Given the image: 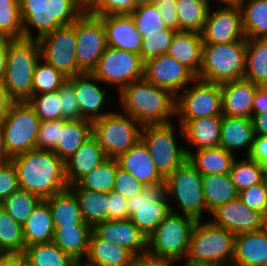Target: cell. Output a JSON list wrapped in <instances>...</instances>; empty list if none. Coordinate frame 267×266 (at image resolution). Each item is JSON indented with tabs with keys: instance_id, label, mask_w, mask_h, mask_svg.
Masks as SVG:
<instances>
[{
	"instance_id": "44dd1931",
	"label": "cell",
	"mask_w": 267,
	"mask_h": 266,
	"mask_svg": "<svg viewBox=\"0 0 267 266\" xmlns=\"http://www.w3.org/2000/svg\"><path fill=\"white\" fill-rule=\"evenodd\" d=\"M99 17L105 29L107 46L140 55L143 38L130 14Z\"/></svg>"
},
{
	"instance_id": "8c879c8a",
	"label": "cell",
	"mask_w": 267,
	"mask_h": 266,
	"mask_svg": "<svg viewBox=\"0 0 267 266\" xmlns=\"http://www.w3.org/2000/svg\"><path fill=\"white\" fill-rule=\"evenodd\" d=\"M136 6L154 3V0H135Z\"/></svg>"
},
{
	"instance_id": "4dcf8cb0",
	"label": "cell",
	"mask_w": 267,
	"mask_h": 266,
	"mask_svg": "<svg viewBox=\"0 0 267 266\" xmlns=\"http://www.w3.org/2000/svg\"><path fill=\"white\" fill-rule=\"evenodd\" d=\"M92 228L84 221L79 225L55 227L52 242L79 264L87 256Z\"/></svg>"
},
{
	"instance_id": "bcb514c9",
	"label": "cell",
	"mask_w": 267,
	"mask_h": 266,
	"mask_svg": "<svg viewBox=\"0 0 267 266\" xmlns=\"http://www.w3.org/2000/svg\"><path fill=\"white\" fill-rule=\"evenodd\" d=\"M42 201L38 196L24 190L17 189L1 204L5 211L21 226H23L32 211Z\"/></svg>"
},
{
	"instance_id": "680465c9",
	"label": "cell",
	"mask_w": 267,
	"mask_h": 266,
	"mask_svg": "<svg viewBox=\"0 0 267 266\" xmlns=\"http://www.w3.org/2000/svg\"><path fill=\"white\" fill-rule=\"evenodd\" d=\"M128 200L115 191L108 193L107 219L110 220H127Z\"/></svg>"
},
{
	"instance_id": "03108f58",
	"label": "cell",
	"mask_w": 267,
	"mask_h": 266,
	"mask_svg": "<svg viewBox=\"0 0 267 266\" xmlns=\"http://www.w3.org/2000/svg\"><path fill=\"white\" fill-rule=\"evenodd\" d=\"M26 264L23 253H4L0 257V266H26Z\"/></svg>"
},
{
	"instance_id": "d6986e66",
	"label": "cell",
	"mask_w": 267,
	"mask_h": 266,
	"mask_svg": "<svg viewBox=\"0 0 267 266\" xmlns=\"http://www.w3.org/2000/svg\"><path fill=\"white\" fill-rule=\"evenodd\" d=\"M210 215L213 224L235 235L258 231L267 226V219L260 212L247 207L239 198L218 206Z\"/></svg>"
},
{
	"instance_id": "b9f144b4",
	"label": "cell",
	"mask_w": 267,
	"mask_h": 266,
	"mask_svg": "<svg viewBox=\"0 0 267 266\" xmlns=\"http://www.w3.org/2000/svg\"><path fill=\"white\" fill-rule=\"evenodd\" d=\"M209 7L211 6L205 0H177L176 11L179 31L201 33Z\"/></svg>"
},
{
	"instance_id": "a7ac6f4b",
	"label": "cell",
	"mask_w": 267,
	"mask_h": 266,
	"mask_svg": "<svg viewBox=\"0 0 267 266\" xmlns=\"http://www.w3.org/2000/svg\"><path fill=\"white\" fill-rule=\"evenodd\" d=\"M7 63V40L0 39V82H3Z\"/></svg>"
},
{
	"instance_id": "e575fe53",
	"label": "cell",
	"mask_w": 267,
	"mask_h": 266,
	"mask_svg": "<svg viewBox=\"0 0 267 266\" xmlns=\"http://www.w3.org/2000/svg\"><path fill=\"white\" fill-rule=\"evenodd\" d=\"M77 198L83 221L93 228L107 220L108 193L94 192L79 187L76 183L68 186Z\"/></svg>"
},
{
	"instance_id": "83f0119b",
	"label": "cell",
	"mask_w": 267,
	"mask_h": 266,
	"mask_svg": "<svg viewBox=\"0 0 267 266\" xmlns=\"http://www.w3.org/2000/svg\"><path fill=\"white\" fill-rule=\"evenodd\" d=\"M252 118L232 117L222 115L220 147L233 153L236 150L247 148L249 155L254 141Z\"/></svg>"
},
{
	"instance_id": "7402d4cb",
	"label": "cell",
	"mask_w": 267,
	"mask_h": 266,
	"mask_svg": "<svg viewBox=\"0 0 267 266\" xmlns=\"http://www.w3.org/2000/svg\"><path fill=\"white\" fill-rule=\"evenodd\" d=\"M220 87L223 115L252 118V105L259 86L241 78L224 82Z\"/></svg>"
},
{
	"instance_id": "4fadbf2b",
	"label": "cell",
	"mask_w": 267,
	"mask_h": 266,
	"mask_svg": "<svg viewBox=\"0 0 267 266\" xmlns=\"http://www.w3.org/2000/svg\"><path fill=\"white\" fill-rule=\"evenodd\" d=\"M131 222L148 238L171 212L165 183L144 186L141 193L128 200Z\"/></svg>"
},
{
	"instance_id": "4316f807",
	"label": "cell",
	"mask_w": 267,
	"mask_h": 266,
	"mask_svg": "<svg viewBox=\"0 0 267 266\" xmlns=\"http://www.w3.org/2000/svg\"><path fill=\"white\" fill-rule=\"evenodd\" d=\"M180 134L195 149L211 148L220 145L222 116L179 120Z\"/></svg>"
},
{
	"instance_id": "11a10c76",
	"label": "cell",
	"mask_w": 267,
	"mask_h": 266,
	"mask_svg": "<svg viewBox=\"0 0 267 266\" xmlns=\"http://www.w3.org/2000/svg\"><path fill=\"white\" fill-rule=\"evenodd\" d=\"M238 198L247 207L260 212L267 219V198L264 182L240 191Z\"/></svg>"
},
{
	"instance_id": "f546056e",
	"label": "cell",
	"mask_w": 267,
	"mask_h": 266,
	"mask_svg": "<svg viewBox=\"0 0 267 266\" xmlns=\"http://www.w3.org/2000/svg\"><path fill=\"white\" fill-rule=\"evenodd\" d=\"M134 255L125 247L98 238L93 232L89 237L85 266H130Z\"/></svg>"
},
{
	"instance_id": "d6a6232c",
	"label": "cell",
	"mask_w": 267,
	"mask_h": 266,
	"mask_svg": "<svg viewBox=\"0 0 267 266\" xmlns=\"http://www.w3.org/2000/svg\"><path fill=\"white\" fill-rule=\"evenodd\" d=\"M54 222L52 212L45 200H42L23 225L26 247L33 244L48 243L53 240Z\"/></svg>"
},
{
	"instance_id": "ac0fdd59",
	"label": "cell",
	"mask_w": 267,
	"mask_h": 266,
	"mask_svg": "<svg viewBox=\"0 0 267 266\" xmlns=\"http://www.w3.org/2000/svg\"><path fill=\"white\" fill-rule=\"evenodd\" d=\"M144 78L177 96L179 90H184L188 83L197 77L175 58L162 54L144 62Z\"/></svg>"
},
{
	"instance_id": "003e7915",
	"label": "cell",
	"mask_w": 267,
	"mask_h": 266,
	"mask_svg": "<svg viewBox=\"0 0 267 266\" xmlns=\"http://www.w3.org/2000/svg\"><path fill=\"white\" fill-rule=\"evenodd\" d=\"M254 134L267 137V112L252 116Z\"/></svg>"
},
{
	"instance_id": "e7e4bbea",
	"label": "cell",
	"mask_w": 267,
	"mask_h": 266,
	"mask_svg": "<svg viewBox=\"0 0 267 266\" xmlns=\"http://www.w3.org/2000/svg\"><path fill=\"white\" fill-rule=\"evenodd\" d=\"M14 102L15 100L9 95L3 82H0V124L6 119L8 111Z\"/></svg>"
},
{
	"instance_id": "603a6c76",
	"label": "cell",
	"mask_w": 267,
	"mask_h": 266,
	"mask_svg": "<svg viewBox=\"0 0 267 266\" xmlns=\"http://www.w3.org/2000/svg\"><path fill=\"white\" fill-rule=\"evenodd\" d=\"M116 159L120 168L129 172L144 186L165 183V179L159 174L148 148L141 139Z\"/></svg>"
},
{
	"instance_id": "277c9868",
	"label": "cell",
	"mask_w": 267,
	"mask_h": 266,
	"mask_svg": "<svg viewBox=\"0 0 267 266\" xmlns=\"http://www.w3.org/2000/svg\"><path fill=\"white\" fill-rule=\"evenodd\" d=\"M236 235L211 221H196L190 236L185 263L203 266H231Z\"/></svg>"
},
{
	"instance_id": "8992f818",
	"label": "cell",
	"mask_w": 267,
	"mask_h": 266,
	"mask_svg": "<svg viewBox=\"0 0 267 266\" xmlns=\"http://www.w3.org/2000/svg\"><path fill=\"white\" fill-rule=\"evenodd\" d=\"M170 210L171 212L147 238V254L174 264L183 257L186 259L191 232L196 220L177 213L174 206H170Z\"/></svg>"
},
{
	"instance_id": "be15d7a7",
	"label": "cell",
	"mask_w": 267,
	"mask_h": 266,
	"mask_svg": "<svg viewBox=\"0 0 267 266\" xmlns=\"http://www.w3.org/2000/svg\"><path fill=\"white\" fill-rule=\"evenodd\" d=\"M130 266H173V264L167 260L145 254L134 256Z\"/></svg>"
},
{
	"instance_id": "8d00e7d4",
	"label": "cell",
	"mask_w": 267,
	"mask_h": 266,
	"mask_svg": "<svg viewBox=\"0 0 267 266\" xmlns=\"http://www.w3.org/2000/svg\"><path fill=\"white\" fill-rule=\"evenodd\" d=\"M246 39H267V0H238Z\"/></svg>"
},
{
	"instance_id": "ba28073f",
	"label": "cell",
	"mask_w": 267,
	"mask_h": 266,
	"mask_svg": "<svg viewBox=\"0 0 267 266\" xmlns=\"http://www.w3.org/2000/svg\"><path fill=\"white\" fill-rule=\"evenodd\" d=\"M141 130L142 125L123 112L114 111L92 122V134L110 158L133 147L141 139Z\"/></svg>"
},
{
	"instance_id": "ab89813d",
	"label": "cell",
	"mask_w": 267,
	"mask_h": 266,
	"mask_svg": "<svg viewBox=\"0 0 267 266\" xmlns=\"http://www.w3.org/2000/svg\"><path fill=\"white\" fill-rule=\"evenodd\" d=\"M30 266H78V262L61 251L52 241L33 244L23 252Z\"/></svg>"
},
{
	"instance_id": "34e18365",
	"label": "cell",
	"mask_w": 267,
	"mask_h": 266,
	"mask_svg": "<svg viewBox=\"0 0 267 266\" xmlns=\"http://www.w3.org/2000/svg\"><path fill=\"white\" fill-rule=\"evenodd\" d=\"M263 182H264L265 192H266V198H267V172L265 173Z\"/></svg>"
},
{
	"instance_id": "9f6ffc18",
	"label": "cell",
	"mask_w": 267,
	"mask_h": 266,
	"mask_svg": "<svg viewBox=\"0 0 267 266\" xmlns=\"http://www.w3.org/2000/svg\"><path fill=\"white\" fill-rule=\"evenodd\" d=\"M144 185L136 180L129 172L118 166L113 191L119 193L127 200L141 193Z\"/></svg>"
},
{
	"instance_id": "753ad0ef",
	"label": "cell",
	"mask_w": 267,
	"mask_h": 266,
	"mask_svg": "<svg viewBox=\"0 0 267 266\" xmlns=\"http://www.w3.org/2000/svg\"><path fill=\"white\" fill-rule=\"evenodd\" d=\"M84 8H86L93 0H77Z\"/></svg>"
},
{
	"instance_id": "5b68a950",
	"label": "cell",
	"mask_w": 267,
	"mask_h": 266,
	"mask_svg": "<svg viewBox=\"0 0 267 266\" xmlns=\"http://www.w3.org/2000/svg\"><path fill=\"white\" fill-rule=\"evenodd\" d=\"M41 60L38 40H7V63L3 85L15 101H26L32 95L33 76Z\"/></svg>"
},
{
	"instance_id": "5bb4252c",
	"label": "cell",
	"mask_w": 267,
	"mask_h": 266,
	"mask_svg": "<svg viewBox=\"0 0 267 266\" xmlns=\"http://www.w3.org/2000/svg\"><path fill=\"white\" fill-rule=\"evenodd\" d=\"M190 88L176 96L175 115L180 120L222 116V93L219 83L196 78ZM178 98V99H177Z\"/></svg>"
},
{
	"instance_id": "11e5206c",
	"label": "cell",
	"mask_w": 267,
	"mask_h": 266,
	"mask_svg": "<svg viewBox=\"0 0 267 266\" xmlns=\"http://www.w3.org/2000/svg\"><path fill=\"white\" fill-rule=\"evenodd\" d=\"M183 266H203V265H192V264H187V263L184 262Z\"/></svg>"
},
{
	"instance_id": "2a66077c",
	"label": "cell",
	"mask_w": 267,
	"mask_h": 266,
	"mask_svg": "<svg viewBox=\"0 0 267 266\" xmlns=\"http://www.w3.org/2000/svg\"><path fill=\"white\" fill-rule=\"evenodd\" d=\"M4 254V252L0 249V257Z\"/></svg>"
},
{
	"instance_id": "1f68e13d",
	"label": "cell",
	"mask_w": 267,
	"mask_h": 266,
	"mask_svg": "<svg viewBox=\"0 0 267 266\" xmlns=\"http://www.w3.org/2000/svg\"><path fill=\"white\" fill-rule=\"evenodd\" d=\"M192 151L186 149L187 160L202 175L228 174L236 156L220 146Z\"/></svg>"
},
{
	"instance_id": "816d5d0a",
	"label": "cell",
	"mask_w": 267,
	"mask_h": 266,
	"mask_svg": "<svg viewBox=\"0 0 267 266\" xmlns=\"http://www.w3.org/2000/svg\"><path fill=\"white\" fill-rule=\"evenodd\" d=\"M135 0H93L85 11L96 15L131 14L136 9Z\"/></svg>"
},
{
	"instance_id": "89a4df30",
	"label": "cell",
	"mask_w": 267,
	"mask_h": 266,
	"mask_svg": "<svg viewBox=\"0 0 267 266\" xmlns=\"http://www.w3.org/2000/svg\"><path fill=\"white\" fill-rule=\"evenodd\" d=\"M12 158L5 147L4 131L0 124V165L11 162Z\"/></svg>"
},
{
	"instance_id": "74e56055",
	"label": "cell",
	"mask_w": 267,
	"mask_h": 266,
	"mask_svg": "<svg viewBox=\"0 0 267 266\" xmlns=\"http://www.w3.org/2000/svg\"><path fill=\"white\" fill-rule=\"evenodd\" d=\"M45 201L51 209L54 227L79 225L83 222L77 198L69 188Z\"/></svg>"
},
{
	"instance_id": "f6af8a7d",
	"label": "cell",
	"mask_w": 267,
	"mask_h": 266,
	"mask_svg": "<svg viewBox=\"0 0 267 266\" xmlns=\"http://www.w3.org/2000/svg\"><path fill=\"white\" fill-rule=\"evenodd\" d=\"M25 248L23 226L0 206V249L4 253H23Z\"/></svg>"
},
{
	"instance_id": "91938a15",
	"label": "cell",
	"mask_w": 267,
	"mask_h": 266,
	"mask_svg": "<svg viewBox=\"0 0 267 266\" xmlns=\"http://www.w3.org/2000/svg\"><path fill=\"white\" fill-rule=\"evenodd\" d=\"M177 0H154L159 13L168 29L179 31V21L176 11Z\"/></svg>"
},
{
	"instance_id": "7bdbcfd3",
	"label": "cell",
	"mask_w": 267,
	"mask_h": 266,
	"mask_svg": "<svg viewBox=\"0 0 267 266\" xmlns=\"http://www.w3.org/2000/svg\"><path fill=\"white\" fill-rule=\"evenodd\" d=\"M265 169L256 160L247 159L238 161L234 159L229 175L238 192L263 182Z\"/></svg>"
},
{
	"instance_id": "f35d334b",
	"label": "cell",
	"mask_w": 267,
	"mask_h": 266,
	"mask_svg": "<svg viewBox=\"0 0 267 266\" xmlns=\"http://www.w3.org/2000/svg\"><path fill=\"white\" fill-rule=\"evenodd\" d=\"M244 78L259 87L267 86V39H246Z\"/></svg>"
},
{
	"instance_id": "3957f363",
	"label": "cell",
	"mask_w": 267,
	"mask_h": 266,
	"mask_svg": "<svg viewBox=\"0 0 267 266\" xmlns=\"http://www.w3.org/2000/svg\"><path fill=\"white\" fill-rule=\"evenodd\" d=\"M23 38L39 40L61 26L73 24L85 8L77 0H19ZM37 28L33 37L31 27Z\"/></svg>"
},
{
	"instance_id": "7dc6e473",
	"label": "cell",
	"mask_w": 267,
	"mask_h": 266,
	"mask_svg": "<svg viewBox=\"0 0 267 266\" xmlns=\"http://www.w3.org/2000/svg\"><path fill=\"white\" fill-rule=\"evenodd\" d=\"M130 15L142 38L146 34L163 33L167 29L154 3L139 5Z\"/></svg>"
},
{
	"instance_id": "484cf974",
	"label": "cell",
	"mask_w": 267,
	"mask_h": 266,
	"mask_svg": "<svg viewBox=\"0 0 267 266\" xmlns=\"http://www.w3.org/2000/svg\"><path fill=\"white\" fill-rule=\"evenodd\" d=\"M231 266H267V226L236 235Z\"/></svg>"
},
{
	"instance_id": "681fc988",
	"label": "cell",
	"mask_w": 267,
	"mask_h": 266,
	"mask_svg": "<svg viewBox=\"0 0 267 266\" xmlns=\"http://www.w3.org/2000/svg\"><path fill=\"white\" fill-rule=\"evenodd\" d=\"M26 101L41 122L61 119V100L58 91L31 95Z\"/></svg>"
},
{
	"instance_id": "60d3db41",
	"label": "cell",
	"mask_w": 267,
	"mask_h": 266,
	"mask_svg": "<svg viewBox=\"0 0 267 266\" xmlns=\"http://www.w3.org/2000/svg\"><path fill=\"white\" fill-rule=\"evenodd\" d=\"M118 166L116 158L108 157L90 173L81 177L76 184L90 191L109 193L113 190Z\"/></svg>"
},
{
	"instance_id": "6da1fadb",
	"label": "cell",
	"mask_w": 267,
	"mask_h": 266,
	"mask_svg": "<svg viewBox=\"0 0 267 266\" xmlns=\"http://www.w3.org/2000/svg\"><path fill=\"white\" fill-rule=\"evenodd\" d=\"M19 187L42 200L68 188L65 162L53 151L32 149L12 158Z\"/></svg>"
},
{
	"instance_id": "ee69618b",
	"label": "cell",
	"mask_w": 267,
	"mask_h": 266,
	"mask_svg": "<svg viewBox=\"0 0 267 266\" xmlns=\"http://www.w3.org/2000/svg\"><path fill=\"white\" fill-rule=\"evenodd\" d=\"M0 39H24L19 0H0Z\"/></svg>"
},
{
	"instance_id": "db71d44e",
	"label": "cell",
	"mask_w": 267,
	"mask_h": 266,
	"mask_svg": "<svg viewBox=\"0 0 267 266\" xmlns=\"http://www.w3.org/2000/svg\"><path fill=\"white\" fill-rule=\"evenodd\" d=\"M62 119L40 123L36 149L53 151L59 141Z\"/></svg>"
},
{
	"instance_id": "52a82bcc",
	"label": "cell",
	"mask_w": 267,
	"mask_h": 266,
	"mask_svg": "<svg viewBox=\"0 0 267 266\" xmlns=\"http://www.w3.org/2000/svg\"><path fill=\"white\" fill-rule=\"evenodd\" d=\"M246 38L225 44H203L202 67L197 78L222 84L244 78Z\"/></svg>"
},
{
	"instance_id": "6125c7cd",
	"label": "cell",
	"mask_w": 267,
	"mask_h": 266,
	"mask_svg": "<svg viewBox=\"0 0 267 266\" xmlns=\"http://www.w3.org/2000/svg\"><path fill=\"white\" fill-rule=\"evenodd\" d=\"M267 112V86L258 87L252 105V116Z\"/></svg>"
},
{
	"instance_id": "f907efd6",
	"label": "cell",
	"mask_w": 267,
	"mask_h": 266,
	"mask_svg": "<svg viewBox=\"0 0 267 266\" xmlns=\"http://www.w3.org/2000/svg\"><path fill=\"white\" fill-rule=\"evenodd\" d=\"M175 33L176 31L167 28L163 33L146 34L140 52L142 61L146 62L153 57L167 54Z\"/></svg>"
},
{
	"instance_id": "d590c367",
	"label": "cell",
	"mask_w": 267,
	"mask_h": 266,
	"mask_svg": "<svg viewBox=\"0 0 267 266\" xmlns=\"http://www.w3.org/2000/svg\"><path fill=\"white\" fill-rule=\"evenodd\" d=\"M202 187L209 214L218 206L238 198L239 194L229 173L202 176Z\"/></svg>"
},
{
	"instance_id": "2e32d148",
	"label": "cell",
	"mask_w": 267,
	"mask_h": 266,
	"mask_svg": "<svg viewBox=\"0 0 267 266\" xmlns=\"http://www.w3.org/2000/svg\"><path fill=\"white\" fill-rule=\"evenodd\" d=\"M41 58L65 77L70 78L82 72L76 59V32L71 25L61 26L39 40Z\"/></svg>"
},
{
	"instance_id": "6f0895ef",
	"label": "cell",
	"mask_w": 267,
	"mask_h": 266,
	"mask_svg": "<svg viewBox=\"0 0 267 266\" xmlns=\"http://www.w3.org/2000/svg\"><path fill=\"white\" fill-rule=\"evenodd\" d=\"M19 188L17 171L12 161L0 165V204Z\"/></svg>"
},
{
	"instance_id": "c3c4849f",
	"label": "cell",
	"mask_w": 267,
	"mask_h": 266,
	"mask_svg": "<svg viewBox=\"0 0 267 266\" xmlns=\"http://www.w3.org/2000/svg\"><path fill=\"white\" fill-rule=\"evenodd\" d=\"M41 60L43 62L39 60L35 66L32 95L58 91L62 84L67 80V77L60 71L48 64L42 58Z\"/></svg>"
},
{
	"instance_id": "d4e9b609",
	"label": "cell",
	"mask_w": 267,
	"mask_h": 266,
	"mask_svg": "<svg viewBox=\"0 0 267 266\" xmlns=\"http://www.w3.org/2000/svg\"><path fill=\"white\" fill-rule=\"evenodd\" d=\"M107 158L97 138L92 134L75 153L65 161V176L68 186L75 184L81 177L90 173Z\"/></svg>"
},
{
	"instance_id": "836d02e7",
	"label": "cell",
	"mask_w": 267,
	"mask_h": 266,
	"mask_svg": "<svg viewBox=\"0 0 267 266\" xmlns=\"http://www.w3.org/2000/svg\"><path fill=\"white\" fill-rule=\"evenodd\" d=\"M92 135V122L86 119H62L59 141L53 152L64 162Z\"/></svg>"
},
{
	"instance_id": "8fae6325",
	"label": "cell",
	"mask_w": 267,
	"mask_h": 266,
	"mask_svg": "<svg viewBox=\"0 0 267 266\" xmlns=\"http://www.w3.org/2000/svg\"><path fill=\"white\" fill-rule=\"evenodd\" d=\"M40 119L27 101H15L1 124L11 158L36 148Z\"/></svg>"
},
{
	"instance_id": "f5cc1de1",
	"label": "cell",
	"mask_w": 267,
	"mask_h": 266,
	"mask_svg": "<svg viewBox=\"0 0 267 266\" xmlns=\"http://www.w3.org/2000/svg\"><path fill=\"white\" fill-rule=\"evenodd\" d=\"M61 100V119L65 121L82 119L74 90V76L67 78L58 90Z\"/></svg>"
},
{
	"instance_id": "7a4b0ae2",
	"label": "cell",
	"mask_w": 267,
	"mask_h": 266,
	"mask_svg": "<svg viewBox=\"0 0 267 266\" xmlns=\"http://www.w3.org/2000/svg\"><path fill=\"white\" fill-rule=\"evenodd\" d=\"M124 114L143 125L168 124L175 115L176 96L145 78L133 81L120 93Z\"/></svg>"
},
{
	"instance_id": "9a60e30c",
	"label": "cell",
	"mask_w": 267,
	"mask_h": 266,
	"mask_svg": "<svg viewBox=\"0 0 267 266\" xmlns=\"http://www.w3.org/2000/svg\"><path fill=\"white\" fill-rule=\"evenodd\" d=\"M72 25L76 32L78 68L82 73H92L107 47L101 18L85 11Z\"/></svg>"
},
{
	"instance_id": "30bf717a",
	"label": "cell",
	"mask_w": 267,
	"mask_h": 266,
	"mask_svg": "<svg viewBox=\"0 0 267 266\" xmlns=\"http://www.w3.org/2000/svg\"><path fill=\"white\" fill-rule=\"evenodd\" d=\"M165 193L168 199L174 197L184 215L196 221L207 211L202 175L188 160L165 179Z\"/></svg>"
},
{
	"instance_id": "ffe728a7",
	"label": "cell",
	"mask_w": 267,
	"mask_h": 266,
	"mask_svg": "<svg viewBox=\"0 0 267 266\" xmlns=\"http://www.w3.org/2000/svg\"><path fill=\"white\" fill-rule=\"evenodd\" d=\"M100 239L125 247L134 256L147 254V237L127 220L107 219L92 228Z\"/></svg>"
},
{
	"instance_id": "cb8c5ba5",
	"label": "cell",
	"mask_w": 267,
	"mask_h": 266,
	"mask_svg": "<svg viewBox=\"0 0 267 266\" xmlns=\"http://www.w3.org/2000/svg\"><path fill=\"white\" fill-rule=\"evenodd\" d=\"M90 80L98 81L92 73L75 75L74 90L78 100L81 118L93 122L111 112L106 111V113H101V109L106 101V91L102 90V88Z\"/></svg>"
},
{
	"instance_id": "2644e50d",
	"label": "cell",
	"mask_w": 267,
	"mask_h": 266,
	"mask_svg": "<svg viewBox=\"0 0 267 266\" xmlns=\"http://www.w3.org/2000/svg\"><path fill=\"white\" fill-rule=\"evenodd\" d=\"M208 4L210 0H205ZM217 2H221L224 3L225 6L226 5H232V4H236L238 2V0H216Z\"/></svg>"
},
{
	"instance_id": "9c48e42d",
	"label": "cell",
	"mask_w": 267,
	"mask_h": 266,
	"mask_svg": "<svg viewBox=\"0 0 267 266\" xmlns=\"http://www.w3.org/2000/svg\"><path fill=\"white\" fill-rule=\"evenodd\" d=\"M172 123L143 125L141 140L148 148L159 174L166 179L188 158L186 149L178 147Z\"/></svg>"
},
{
	"instance_id": "f1b7e54d",
	"label": "cell",
	"mask_w": 267,
	"mask_h": 266,
	"mask_svg": "<svg viewBox=\"0 0 267 266\" xmlns=\"http://www.w3.org/2000/svg\"><path fill=\"white\" fill-rule=\"evenodd\" d=\"M203 44L201 33L178 31L167 54L184 64L197 76L202 67Z\"/></svg>"
},
{
	"instance_id": "7c38bea8",
	"label": "cell",
	"mask_w": 267,
	"mask_h": 266,
	"mask_svg": "<svg viewBox=\"0 0 267 266\" xmlns=\"http://www.w3.org/2000/svg\"><path fill=\"white\" fill-rule=\"evenodd\" d=\"M92 74L100 83L118 86L120 93L133 81L144 78V62L134 52L107 46Z\"/></svg>"
},
{
	"instance_id": "94428289",
	"label": "cell",
	"mask_w": 267,
	"mask_h": 266,
	"mask_svg": "<svg viewBox=\"0 0 267 266\" xmlns=\"http://www.w3.org/2000/svg\"><path fill=\"white\" fill-rule=\"evenodd\" d=\"M248 157L256 160L267 172V137L260 135L254 136L252 148Z\"/></svg>"
},
{
	"instance_id": "e0dca14e",
	"label": "cell",
	"mask_w": 267,
	"mask_h": 266,
	"mask_svg": "<svg viewBox=\"0 0 267 266\" xmlns=\"http://www.w3.org/2000/svg\"><path fill=\"white\" fill-rule=\"evenodd\" d=\"M204 44H225L245 39L242 13L236 4L220 7L210 12V7L201 31Z\"/></svg>"
}]
</instances>
